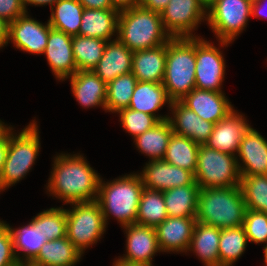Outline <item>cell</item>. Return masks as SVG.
Wrapping results in <instances>:
<instances>
[{
	"instance_id": "1",
	"label": "cell",
	"mask_w": 267,
	"mask_h": 266,
	"mask_svg": "<svg viewBox=\"0 0 267 266\" xmlns=\"http://www.w3.org/2000/svg\"><path fill=\"white\" fill-rule=\"evenodd\" d=\"M100 179L83 156L61 154L55 157L47 189L66 204L95 201Z\"/></svg>"
},
{
	"instance_id": "2",
	"label": "cell",
	"mask_w": 267,
	"mask_h": 266,
	"mask_svg": "<svg viewBox=\"0 0 267 266\" xmlns=\"http://www.w3.org/2000/svg\"><path fill=\"white\" fill-rule=\"evenodd\" d=\"M246 204L240 185L200 189L197 222L226 229L243 226Z\"/></svg>"
},
{
	"instance_id": "3",
	"label": "cell",
	"mask_w": 267,
	"mask_h": 266,
	"mask_svg": "<svg viewBox=\"0 0 267 266\" xmlns=\"http://www.w3.org/2000/svg\"><path fill=\"white\" fill-rule=\"evenodd\" d=\"M117 33L131 51L152 49L172 38L163 27L161 14L140 5L119 12Z\"/></svg>"
},
{
	"instance_id": "4",
	"label": "cell",
	"mask_w": 267,
	"mask_h": 266,
	"mask_svg": "<svg viewBox=\"0 0 267 266\" xmlns=\"http://www.w3.org/2000/svg\"><path fill=\"white\" fill-rule=\"evenodd\" d=\"M195 68V37L171 38L162 81L171 101H180L195 89Z\"/></svg>"
},
{
	"instance_id": "5",
	"label": "cell",
	"mask_w": 267,
	"mask_h": 266,
	"mask_svg": "<svg viewBox=\"0 0 267 266\" xmlns=\"http://www.w3.org/2000/svg\"><path fill=\"white\" fill-rule=\"evenodd\" d=\"M102 183L100 179L96 201L100 205L106 225L109 214L116 217L123 227L135 224L144 189L140 175H125L110 183Z\"/></svg>"
},
{
	"instance_id": "6",
	"label": "cell",
	"mask_w": 267,
	"mask_h": 266,
	"mask_svg": "<svg viewBox=\"0 0 267 266\" xmlns=\"http://www.w3.org/2000/svg\"><path fill=\"white\" fill-rule=\"evenodd\" d=\"M9 130V148L0 177V191L19 182L31 169L40 149L39 131L36 122L30 123L13 135Z\"/></svg>"
},
{
	"instance_id": "7",
	"label": "cell",
	"mask_w": 267,
	"mask_h": 266,
	"mask_svg": "<svg viewBox=\"0 0 267 266\" xmlns=\"http://www.w3.org/2000/svg\"><path fill=\"white\" fill-rule=\"evenodd\" d=\"M238 164L236 156L205 144L199 145L195 182L200 189L239 186L241 175Z\"/></svg>"
},
{
	"instance_id": "8",
	"label": "cell",
	"mask_w": 267,
	"mask_h": 266,
	"mask_svg": "<svg viewBox=\"0 0 267 266\" xmlns=\"http://www.w3.org/2000/svg\"><path fill=\"white\" fill-rule=\"evenodd\" d=\"M70 204L74 207L66 209V236L83 254L85 248L97 243L104 234L106 223L96 200Z\"/></svg>"
},
{
	"instance_id": "9",
	"label": "cell",
	"mask_w": 267,
	"mask_h": 266,
	"mask_svg": "<svg viewBox=\"0 0 267 266\" xmlns=\"http://www.w3.org/2000/svg\"><path fill=\"white\" fill-rule=\"evenodd\" d=\"M253 0H214L207 10V21L220 40L227 46L246 27L251 16Z\"/></svg>"
},
{
	"instance_id": "10",
	"label": "cell",
	"mask_w": 267,
	"mask_h": 266,
	"mask_svg": "<svg viewBox=\"0 0 267 266\" xmlns=\"http://www.w3.org/2000/svg\"><path fill=\"white\" fill-rule=\"evenodd\" d=\"M195 36V88L222 92L225 63L220 50L201 38Z\"/></svg>"
},
{
	"instance_id": "11",
	"label": "cell",
	"mask_w": 267,
	"mask_h": 266,
	"mask_svg": "<svg viewBox=\"0 0 267 266\" xmlns=\"http://www.w3.org/2000/svg\"><path fill=\"white\" fill-rule=\"evenodd\" d=\"M160 14L163 27L172 38L194 37L191 32L202 19H207V10L197 0H170Z\"/></svg>"
},
{
	"instance_id": "12",
	"label": "cell",
	"mask_w": 267,
	"mask_h": 266,
	"mask_svg": "<svg viewBox=\"0 0 267 266\" xmlns=\"http://www.w3.org/2000/svg\"><path fill=\"white\" fill-rule=\"evenodd\" d=\"M127 234V254L118 260L126 264L152 266V258L160 251L155 227L130 224L124 226Z\"/></svg>"
},
{
	"instance_id": "13",
	"label": "cell",
	"mask_w": 267,
	"mask_h": 266,
	"mask_svg": "<svg viewBox=\"0 0 267 266\" xmlns=\"http://www.w3.org/2000/svg\"><path fill=\"white\" fill-rule=\"evenodd\" d=\"M140 177L144 188L161 192L195 182L192 172L171 165L163 159L149 161L140 173Z\"/></svg>"
},
{
	"instance_id": "14",
	"label": "cell",
	"mask_w": 267,
	"mask_h": 266,
	"mask_svg": "<svg viewBox=\"0 0 267 266\" xmlns=\"http://www.w3.org/2000/svg\"><path fill=\"white\" fill-rule=\"evenodd\" d=\"M50 30L49 22L43 25L25 13L9 23L8 41H13L16 48L23 51L32 54H43Z\"/></svg>"
},
{
	"instance_id": "15",
	"label": "cell",
	"mask_w": 267,
	"mask_h": 266,
	"mask_svg": "<svg viewBox=\"0 0 267 266\" xmlns=\"http://www.w3.org/2000/svg\"><path fill=\"white\" fill-rule=\"evenodd\" d=\"M72 38L73 36L52 27L49 32L44 54H46L54 75L59 80L72 77L77 71L73 56Z\"/></svg>"
},
{
	"instance_id": "16",
	"label": "cell",
	"mask_w": 267,
	"mask_h": 266,
	"mask_svg": "<svg viewBox=\"0 0 267 266\" xmlns=\"http://www.w3.org/2000/svg\"><path fill=\"white\" fill-rule=\"evenodd\" d=\"M249 127L245 118L233 109L214 124L213 131L205 145L235 156L234 152H238L239 144Z\"/></svg>"
},
{
	"instance_id": "17",
	"label": "cell",
	"mask_w": 267,
	"mask_h": 266,
	"mask_svg": "<svg viewBox=\"0 0 267 266\" xmlns=\"http://www.w3.org/2000/svg\"><path fill=\"white\" fill-rule=\"evenodd\" d=\"M197 220L194 217H168L155 227L162 252H187Z\"/></svg>"
},
{
	"instance_id": "18",
	"label": "cell",
	"mask_w": 267,
	"mask_h": 266,
	"mask_svg": "<svg viewBox=\"0 0 267 266\" xmlns=\"http://www.w3.org/2000/svg\"><path fill=\"white\" fill-rule=\"evenodd\" d=\"M169 106L174 113L173 119L170 116L168 117L173 133L190 138L199 145L208 141L213 131L214 123L203 120L181 101H172Z\"/></svg>"
},
{
	"instance_id": "19",
	"label": "cell",
	"mask_w": 267,
	"mask_h": 266,
	"mask_svg": "<svg viewBox=\"0 0 267 266\" xmlns=\"http://www.w3.org/2000/svg\"><path fill=\"white\" fill-rule=\"evenodd\" d=\"M180 101L203 120L214 124L233 110L224 93L212 90L195 88Z\"/></svg>"
},
{
	"instance_id": "20",
	"label": "cell",
	"mask_w": 267,
	"mask_h": 266,
	"mask_svg": "<svg viewBox=\"0 0 267 266\" xmlns=\"http://www.w3.org/2000/svg\"><path fill=\"white\" fill-rule=\"evenodd\" d=\"M241 176L267 175V141L251 126L246 130L237 152Z\"/></svg>"
},
{
	"instance_id": "21",
	"label": "cell",
	"mask_w": 267,
	"mask_h": 266,
	"mask_svg": "<svg viewBox=\"0 0 267 266\" xmlns=\"http://www.w3.org/2000/svg\"><path fill=\"white\" fill-rule=\"evenodd\" d=\"M133 51L118 38L107 41L102 58L92 70L106 84L116 77L132 72Z\"/></svg>"
},
{
	"instance_id": "22",
	"label": "cell",
	"mask_w": 267,
	"mask_h": 266,
	"mask_svg": "<svg viewBox=\"0 0 267 266\" xmlns=\"http://www.w3.org/2000/svg\"><path fill=\"white\" fill-rule=\"evenodd\" d=\"M167 43L133 51L132 73L137 81L162 83L166 65Z\"/></svg>"
},
{
	"instance_id": "23",
	"label": "cell",
	"mask_w": 267,
	"mask_h": 266,
	"mask_svg": "<svg viewBox=\"0 0 267 266\" xmlns=\"http://www.w3.org/2000/svg\"><path fill=\"white\" fill-rule=\"evenodd\" d=\"M70 81L72 93L82 106L101 105L106 110L107 84L93 71H76Z\"/></svg>"
},
{
	"instance_id": "24",
	"label": "cell",
	"mask_w": 267,
	"mask_h": 266,
	"mask_svg": "<svg viewBox=\"0 0 267 266\" xmlns=\"http://www.w3.org/2000/svg\"><path fill=\"white\" fill-rule=\"evenodd\" d=\"M119 11L84 8L79 35L110 41L117 32Z\"/></svg>"
},
{
	"instance_id": "25",
	"label": "cell",
	"mask_w": 267,
	"mask_h": 266,
	"mask_svg": "<svg viewBox=\"0 0 267 266\" xmlns=\"http://www.w3.org/2000/svg\"><path fill=\"white\" fill-rule=\"evenodd\" d=\"M171 102L162 83L138 81L128 108L147 113L162 121L168 119V116H156L154 112Z\"/></svg>"
},
{
	"instance_id": "26",
	"label": "cell",
	"mask_w": 267,
	"mask_h": 266,
	"mask_svg": "<svg viewBox=\"0 0 267 266\" xmlns=\"http://www.w3.org/2000/svg\"><path fill=\"white\" fill-rule=\"evenodd\" d=\"M12 236L15 255L16 251L24 252L22 262L30 263L39 253L42 246L49 241L42 232V212L39 213L27 226L12 229L6 224ZM25 260V261H23Z\"/></svg>"
},
{
	"instance_id": "27",
	"label": "cell",
	"mask_w": 267,
	"mask_h": 266,
	"mask_svg": "<svg viewBox=\"0 0 267 266\" xmlns=\"http://www.w3.org/2000/svg\"><path fill=\"white\" fill-rule=\"evenodd\" d=\"M81 256L82 253L65 236L47 241L30 263L36 266H75Z\"/></svg>"
},
{
	"instance_id": "28",
	"label": "cell",
	"mask_w": 267,
	"mask_h": 266,
	"mask_svg": "<svg viewBox=\"0 0 267 266\" xmlns=\"http://www.w3.org/2000/svg\"><path fill=\"white\" fill-rule=\"evenodd\" d=\"M221 229L196 222L188 251L192 249L206 266H219Z\"/></svg>"
},
{
	"instance_id": "29",
	"label": "cell",
	"mask_w": 267,
	"mask_h": 266,
	"mask_svg": "<svg viewBox=\"0 0 267 266\" xmlns=\"http://www.w3.org/2000/svg\"><path fill=\"white\" fill-rule=\"evenodd\" d=\"M199 193L200 188L196 182L163 191L168 217L196 218Z\"/></svg>"
},
{
	"instance_id": "30",
	"label": "cell",
	"mask_w": 267,
	"mask_h": 266,
	"mask_svg": "<svg viewBox=\"0 0 267 266\" xmlns=\"http://www.w3.org/2000/svg\"><path fill=\"white\" fill-rule=\"evenodd\" d=\"M173 134L168 119L159 121L151 129L134 138L140 152L148 155L151 160H162Z\"/></svg>"
},
{
	"instance_id": "31",
	"label": "cell",
	"mask_w": 267,
	"mask_h": 266,
	"mask_svg": "<svg viewBox=\"0 0 267 266\" xmlns=\"http://www.w3.org/2000/svg\"><path fill=\"white\" fill-rule=\"evenodd\" d=\"M83 10L84 7L78 0H59L54 7H51L52 12L48 22L52 28L65 34L79 35Z\"/></svg>"
},
{
	"instance_id": "32",
	"label": "cell",
	"mask_w": 267,
	"mask_h": 266,
	"mask_svg": "<svg viewBox=\"0 0 267 266\" xmlns=\"http://www.w3.org/2000/svg\"><path fill=\"white\" fill-rule=\"evenodd\" d=\"M199 144L185 136L172 134L163 160L195 174Z\"/></svg>"
},
{
	"instance_id": "33",
	"label": "cell",
	"mask_w": 267,
	"mask_h": 266,
	"mask_svg": "<svg viewBox=\"0 0 267 266\" xmlns=\"http://www.w3.org/2000/svg\"><path fill=\"white\" fill-rule=\"evenodd\" d=\"M106 44L104 39L73 36L72 49L77 71H92L102 58Z\"/></svg>"
},
{
	"instance_id": "34",
	"label": "cell",
	"mask_w": 267,
	"mask_h": 266,
	"mask_svg": "<svg viewBox=\"0 0 267 266\" xmlns=\"http://www.w3.org/2000/svg\"><path fill=\"white\" fill-rule=\"evenodd\" d=\"M167 218L163 192L144 188L138 205L136 224L156 227Z\"/></svg>"
},
{
	"instance_id": "35",
	"label": "cell",
	"mask_w": 267,
	"mask_h": 266,
	"mask_svg": "<svg viewBox=\"0 0 267 266\" xmlns=\"http://www.w3.org/2000/svg\"><path fill=\"white\" fill-rule=\"evenodd\" d=\"M248 238L243 226L221 229L219 266H232L245 251Z\"/></svg>"
},
{
	"instance_id": "36",
	"label": "cell",
	"mask_w": 267,
	"mask_h": 266,
	"mask_svg": "<svg viewBox=\"0 0 267 266\" xmlns=\"http://www.w3.org/2000/svg\"><path fill=\"white\" fill-rule=\"evenodd\" d=\"M137 79L132 72L120 75L107 84L106 111L128 108Z\"/></svg>"
},
{
	"instance_id": "37",
	"label": "cell",
	"mask_w": 267,
	"mask_h": 266,
	"mask_svg": "<svg viewBox=\"0 0 267 266\" xmlns=\"http://www.w3.org/2000/svg\"><path fill=\"white\" fill-rule=\"evenodd\" d=\"M246 209L267 213V175L241 176Z\"/></svg>"
},
{
	"instance_id": "38",
	"label": "cell",
	"mask_w": 267,
	"mask_h": 266,
	"mask_svg": "<svg viewBox=\"0 0 267 266\" xmlns=\"http://www.w3.org/2000/svg\"><path fill=\"white\" fill-rule=\"evenodd\" d=\"M117 113H120V121L123 128L132 134L134 138L151 129L159 122L152 115L130 108L121 109Z\"/></svg>"
},
{
	"instance_id": "39",
	"label": "cell",
	"mask_w": 267,
	"mask_h": 266,
	"mask_svg": "<svg viewBox=\"0 0 267 266\" xmlns=\"http://www.w3.org/2000/svg\"><path fill=\"white\" fill-rule=\"evenodd\" d=\"M42 232L48 240L66 236V209L50 208L42 212Z\"/></svg>"
},
{
	"instance_id": "40",
	"label": "cell",
	"mask_w": 267,
	"mask_h": 266,
	"mask_svg": "<svg viewBox=\"0 0 267 266\" xmlns=\"http://www.w3.org/2000/svg\"><path fill=\"white\" fill-rule=\"evenodd\" d=\"M243 227L248 241L267 245V213L247 209Z\"/></svg>"
},
{
	"instance_id": "41",
	"label": "cell",
	"mask_w": 267,
	"mask_h": 266,
	"mask_svg": "<svg viewBox=\"0 0 267 266\" xmlns=\"http://www.w3.org/2000/svg\"><path fill=\"white\" fill-rule=\"evenodd\" d=\"M21 262L19 253L15 255L8 226L4 221H0V266H18Z\"/></svg>"
},
{
	"instance_id": "42",
	"label": "cell",
	"mask_w": 267,
	"mask_h": 266,
	"mask_svg": "<svg viewBox=\"0 0 267 266\" xmlns=\"http://www.w3.org/2000/svg\"><path fill=\"white\" fill-rule=\"evenodd\" d=\"M27 13L22 0H0V17L8 23Z\"/></svg>"
},
{
	"instance_id": "43",
	"label": "cell",
	"mask_w": 267,
	"mask_h": 266,
	"mask_svg": "<svg viewBox=\"0 0 267 266\" xmlns=\"http://www.w3.org/2000/svg\"><path fill=\"white\" fill-rule=\"evenodd\" d=\"M170 0H140L139 5L153 12L161 13Z\"/></svg>"
},
{
	"instance_id": "44",
	"label": "cell",
	"mask_w": 267,
	"mask_h": 266,
	"mask_svg": "<svg viewBox=\"0 0 267 266\" xmlns=\"http://www.w3.org/2000/svg\"><path fill=\"white\" fill-rule=\"evenodd\" d=\"M84 8L89 9H114L110 0H78Z\"/></svg>"
},
{
	"instance_id": "45",
	"label": "cell",
	"mask_w": 267,
	"mask_h": 266,
	"mask_svg": "<svg viewBox=\"0 0 267 266\" xmlns=\"http://www.w3.org/2000/svg\"><path fill=\"white\" fill-rule=\"evenodd\" d=\"M8 148H9V131L0 140V177H1V174H2V171H3L4 163L6 161Z\"/></svg>"
},
{
	"instance_id": "46",
	"label": "cell",
	"mask_w": 267,
	"mask_h": 266,
	"mask_svg": "<svg viewBox=\"0 0 267 266\" xmlns=\"http://www.w3.org/2000/svg\"><path fill=\"white\" fill-rule=\"evenodd\" d=\"M114 9L120 11L132 9L139 5L140 0H110Z\"/></svg>"
},
{
	"instance_id": "47",
	"label": "cell",
	"mask_w": 267,
	"mask_h": 266,
	"mask_svg": "<svg viewBox=\"0 0 267 266\" xmlns=\"http://www.w3.org/2000/svg\"><path fill=\"white\" fill-rule=\"evenodd\" d=\"M9 23L0 17V48L8 43Z\"/></svg>"
},
{
	"instance_id": "48",
	"label": "cell",
	"mask_w": 267,
	"mask_h": 266,
	"mask_svg": "<svg viewBox=\"0 0 267 266\" xmlns=\"http://www.w3.org/2000/svg\"><path fill=\"white\" fill-rule=\"evenodd\" d=\"M262 2L264 3V0H253L252 2V10H251V16L253 17H262L264 16V12H261L263 8ZM262 15V16H261Z\"/></svg>"
},
{
	"instance_id": "49",
	"label": "cell",
	"mask_w": 267,
	"mask_h": 266,
	"mask_svg": "<svg viewBox=\"0 0 267 266\" xmlns=\"http://www.w3.org/2000/svg\"><path fill=\"white\" fill-rule=\"evenodd\" d=\"M59 0H22L23 6L26 10V5L31 4V5H45V4H50V7L53 6V4H56Z\"/></svg>"
},
{
	"instance_id": "50",
	"label": "cell",
	"mask_w": 267,
	"mask_h": 266,
	"mask_svg": "<svg viewBox=\"0 0 267 266\" xmlns=\"http://www.w3.org/2000/svg\"><path fill=\"white\" fill-rule=\"evenodd\" d=\"M11 127H6L3 122L0 121V140L8 133Z\"/></svg>"
},
{
	"instance_id": "51",
	"label": "cell",
	"mask_w": 267,
	"mask_h": 266,
	"mask_svg": "<svg viewBox=\"0 0 267 266\" xmlns=\"http://www.w3.org/2000/svg\"><path fill=\"white\" fill-rule=\"evenodd\" d=\"M206 10H208L212 4L214 0H197Z\"/></svg>"
},
{
	"instance_id": "52",
	"label": "cell",
	"mask_w": 267,
	"mask_h": 266,
	"mask_svg": "<svg viewBox=\"0 0 267 266\" xmlns=\"http://www.w3.org/2000/svg\"><path fill=\"white\" fill-rule=\"evenodd\" d=\"M114 266H144V265H132V264H126L124 262H121L119 260H117L115 263H114Z\"/></svg>"
},
{
	"instance_id": "53",
	"label": "cell",
	"mask_w": 267,
	"mask_h": 266,
	"mask_svg": "<svg viewBox=\"0 0 267 266\" xmlns=\"http://www.w3.org/2000/svg\"><path fill=\"white\" fill-rule=\"evenodd\" d=\"M18 266H36V265H34V264H32V263L21 262V263H19Z\"/></svg>"
},
{
	"instance_id": "54",
	"label": "cell",
	"mask_w": 267,
	"mask_h": 266,
	"mask_svg": "<svg viewBox=\"0 0 267 266\" xmlns=\"http://www.w3.org/2000/svg\"><path fill=\"white\" fill-rule=\"evenodd\" d=\"M264 259H265V263H266V265H267V245L266 246H264Z\"/></svg>"
}]
</instances>
